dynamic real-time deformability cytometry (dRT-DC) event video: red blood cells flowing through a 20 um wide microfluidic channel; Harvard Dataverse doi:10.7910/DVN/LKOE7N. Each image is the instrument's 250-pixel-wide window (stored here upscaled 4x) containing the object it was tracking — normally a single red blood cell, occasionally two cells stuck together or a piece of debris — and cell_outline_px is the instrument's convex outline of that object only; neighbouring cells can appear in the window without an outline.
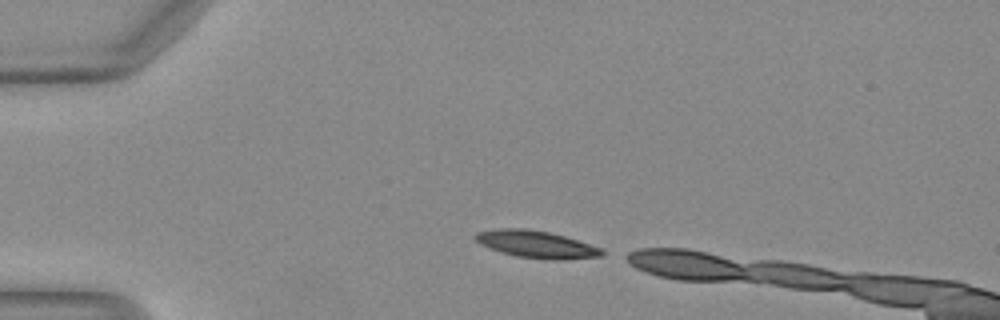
{"species": "Egyptian fruit bat (a non-hibernating species)", "species_latin": "Rousettus aegyptiacus", "temperature_condition": "warm", "stored_images_in_passage": 8, "camera_frame_rate_fps": 3000, "um_per_image_px": 0.085, "animal": {"sex": "female"}, "frame": {"image": 1, "passage_image": 1, "time_ms": 0.0, "image_size_px": [1000, 320], "cell_outline_px": [[604, 252], [600, 256], [564, 260], [552, 260], [516, 256], [500, 252], [480, 244], [472, 236], [476, 232], [496, 228], [524, 228], [548, 232], [564, 236], [604, 248]], "centroid_in_image_um": [45.57, 20.76], "position_along_channel_um": 39.4, "area_um2": 20.17}}